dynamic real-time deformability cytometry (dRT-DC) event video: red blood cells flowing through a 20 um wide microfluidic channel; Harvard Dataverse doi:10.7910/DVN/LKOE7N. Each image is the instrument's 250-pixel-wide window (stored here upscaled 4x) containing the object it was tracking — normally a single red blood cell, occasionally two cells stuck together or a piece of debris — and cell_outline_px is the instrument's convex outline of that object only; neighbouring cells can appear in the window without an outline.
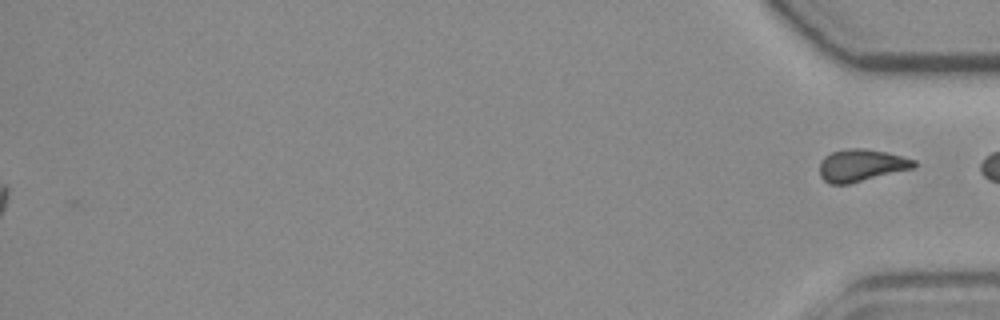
{"species": "common noctule bat (a hibernating species)", "species_latin": "Nyctalus noctula", "temperature_condition": "room temperature", "stored_images_in_passage": 47, "segment_of_instrument_passage": [2, 2], "camera_frame_rate_fps": 3000, "um_per_image_px": 0.085, "animal": {"sex": "female", "body_mass_g": 19.3, "forearm_length_mm": 54.1}, "frame": {"image": 1, "passage_image": 47, "time_ms": 15.333, "image_size_px": [1000, 320], "cell_outline_px": [[916, 168], [848, 184], [828, 184], [820, 176], [820, 164], [824, 156], [832, 152], [844, 148], [864, 148], [884, 152], [916, 160]], "centroid_in_image_um": [73.21, 14.06], "position_along_channel_um": 362.0, "area_um2": 17.8}}